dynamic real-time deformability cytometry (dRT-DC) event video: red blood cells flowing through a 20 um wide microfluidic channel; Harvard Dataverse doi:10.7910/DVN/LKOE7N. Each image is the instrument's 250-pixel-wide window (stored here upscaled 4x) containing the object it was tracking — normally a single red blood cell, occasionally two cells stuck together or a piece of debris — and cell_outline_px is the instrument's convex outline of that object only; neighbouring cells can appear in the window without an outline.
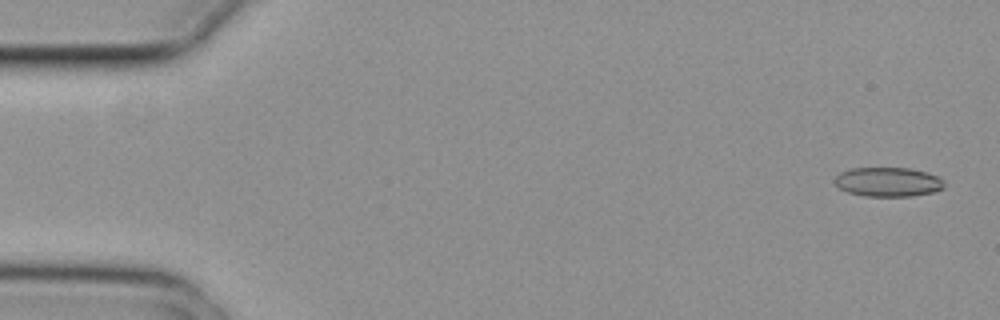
{"species": "common noctule bat (a hibernating species)", "species_latin": "Nyctalus noctula", "temperature_condition": "cold", "stored_images_in_passage": 6, "segment_of_instrument_passage": [2, 2], "camera_frame_rate_fps": 3000, "um_per_image_px": 0.085, "animal": {"sex": "female", "body_mass_g": 29.2, "forearm_length_mm": 56.3}, "frame": {"image": 1, "passage_image": 6, "time_ms": 1.667, "image_size_px": [1000, 320], "cell_outline_px": [[944, 188], [932, 192], [912, 196], [864, 196], [848, 192], [840, 188], [832, 180], [840, 172], [848, 168], [908, 168], [928, 172], [944, 180]], "centroid_in_image_um": [75.47, 15.46], "position_along_channel_um": 9.5, "area_um2": 18.79}}